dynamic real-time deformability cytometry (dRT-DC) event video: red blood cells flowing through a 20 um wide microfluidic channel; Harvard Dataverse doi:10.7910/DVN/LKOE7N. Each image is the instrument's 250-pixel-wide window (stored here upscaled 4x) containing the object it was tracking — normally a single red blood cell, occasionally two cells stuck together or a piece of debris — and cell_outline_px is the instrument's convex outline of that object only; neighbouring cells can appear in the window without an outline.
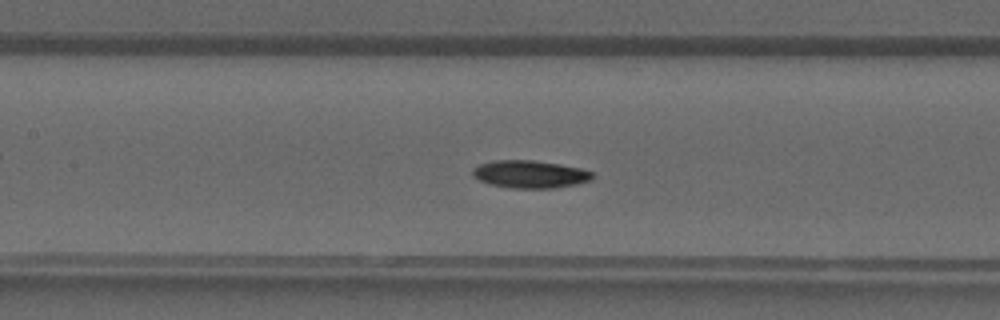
{"species": "common noctule bat (a hibernating species)", "species_latin": "Nyctalus noctula", "temperature_condition": "warm", "stored_images_in_passage": 27, "camera_frame_rate_fps": 3000, "um_per_image_px": 0.085, "animal": {"sex": "male", "forearm_length_mm": 52.5}, "frame": {"image": 1, "passage_image": 13, "time_ms": 4.0, "image_size_px": [1000, 320], "cell_outline_px": [[592, 176], [588, 180], [576, 184], [556, 188], [508, 188], [488, 184], [472, 176], [472, 168], [480, 164], [492, 160], [532, 160], [560, 164], [580, 168], [592, 172]], "centroid_in_image_um": [44.98, 14.81], "position_along_channel_um": 162.4, "area_um2": 19.31}}
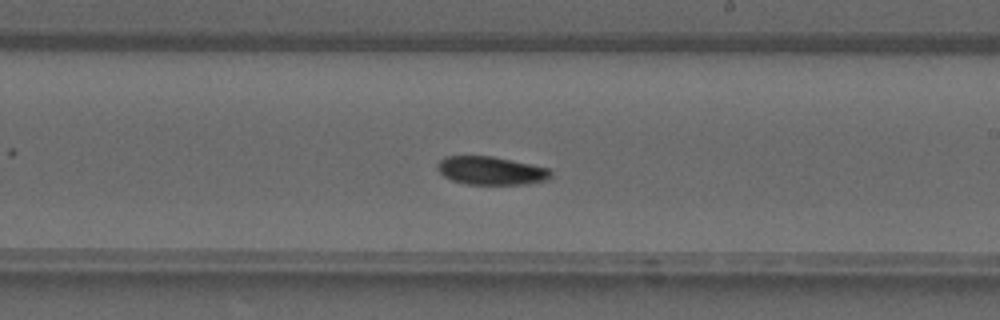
{"frame": {"image": 2, "passage_image": 18, "time_ms": 5.667, "image_size_px": [1000, 320], "cell_outline_px": [[552, 176], [548, 180], [524, 184], [464, 184], [452, 180], [444, 176], [436, 168], [436, 164], [444, 156], [492, 156], [548, 168], [552, 172]], "centroid_in_image_um": [41.71, 14.5], "position_along_channel_um": 247.3, "area_um2": 18.67}}
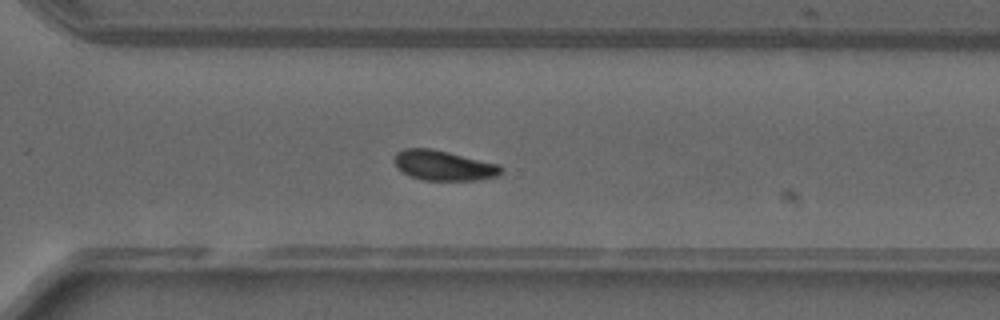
{"frame": {"image": 3, "passage_image": 23, "time_ms": 7.333, "image_size_px": [1000, 320], "cell_outline_px": [[504, 168], [496, 176], [476, 180], [424, 180], [412, 176], [396, 168], [392, 160], [396, 152], [404, 148], [432, 148], [496, 164]], "centroid_in_image_um": [37.63, 14.05], "position_along_channel_um": 333.0, "area_um2": 18.5}}